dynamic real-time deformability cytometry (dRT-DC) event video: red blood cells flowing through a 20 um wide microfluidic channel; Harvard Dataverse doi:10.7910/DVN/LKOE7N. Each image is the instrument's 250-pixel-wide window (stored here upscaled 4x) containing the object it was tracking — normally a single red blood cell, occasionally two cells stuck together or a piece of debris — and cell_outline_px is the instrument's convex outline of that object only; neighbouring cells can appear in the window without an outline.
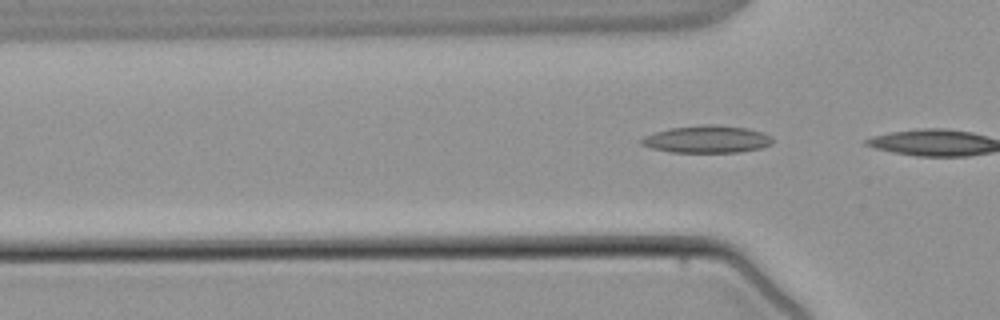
{"species": "common noctule bat (a hibernating species)", "species_latin": "Nyctalus noctula", "temperature_condition": "warm", "stored_images_in_passage": 3, "segment_of_instrument_passage": [2, 2], "camera_frame_rate_fps": 3000, "um_per_image_px": 0.085, "animal": {"sex": "male", "body_mass_g": 21.5, "forearm_length_mm": 52.0}, "frame": {"image": 1, "passage_image": 3, "time_ms": 3.0, "image_size_px": [1000, 320], "cell_outline_px": [[772, 144], [760, 148], [740, 152], [668, 152], [652, 148], [640, 144], [640, 140], [644, 136], [668, 128], [704, 124], [712, 124], [748, 128], [772, 136]], "centroid_in_image_um": [60.07, 11.83], "position_along_channel_um": 65.7, "area_um2": 20.92}}